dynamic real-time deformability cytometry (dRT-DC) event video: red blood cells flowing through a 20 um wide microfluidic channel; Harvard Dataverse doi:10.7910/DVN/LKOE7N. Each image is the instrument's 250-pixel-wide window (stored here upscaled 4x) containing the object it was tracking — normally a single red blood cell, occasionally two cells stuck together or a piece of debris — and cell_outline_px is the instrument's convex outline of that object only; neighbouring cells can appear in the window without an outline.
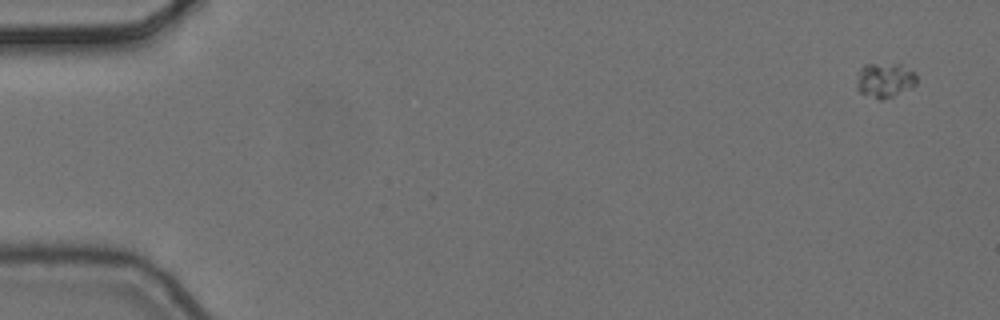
{"species": "common noctule bat (a hibernating species)", "species_latin": "Nyctalus noctula", "temperature_condition": "cold", "stored_images_in_passage": 5, "camera_frame_rate_fps": 3000, "um_per_image_px": 0.085, "animal": {"sex": "female", "body_mass_g": 24.6, "forearm_length_mm": 56.2}, "frame": {"image": 1, "passage_image": 1, "time_ms": 0.0, "image_size_px": [1000, 320], "cell_outline_px": [[916, 84], [912, 88], [892, 96], [880, 100], [860, 92], [856, 88], [856, 80], [860, 68], [864, 64], [900, 64], [916, 72]], "centroid_in_image_um": [75.21, 6.8], "position_along_channel_um": 9.8, "area_um2": 12.2}}
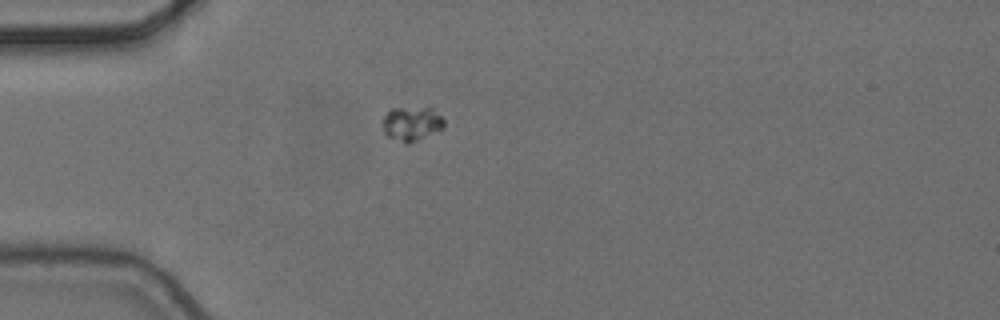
{"frame": {"image": 2, "passage_image": 5, "time_ms": 1.333, "image_size_px": [1000, 320], "cell_outline_px": [[444, 128], [440, 132], [408, 144], [404, 144], [388, 136], [384, 132], [380, 124], [380, 120], [392, 108], [432, 108], [444, 120]], "centroid_in_image_um": [34.98, 10.54], "position_along_channel_um": 50.0, "area_um2": 12.6}}